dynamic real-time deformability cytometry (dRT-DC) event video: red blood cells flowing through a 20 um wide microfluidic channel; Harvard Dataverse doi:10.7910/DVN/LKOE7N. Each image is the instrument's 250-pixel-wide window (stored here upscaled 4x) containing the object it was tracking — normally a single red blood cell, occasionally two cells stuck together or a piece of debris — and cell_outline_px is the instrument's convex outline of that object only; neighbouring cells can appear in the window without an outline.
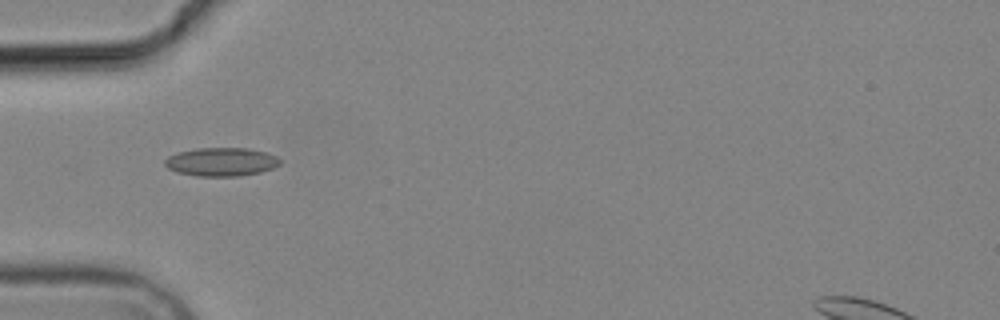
{"species": "common noctule bat (a hibernating species)", "species_latin": "Nyctalus noctula", "temperature_condition": "cold", "stored_images_in_passage": 3, "camera_frame_rate_fps": 3000, "um_per_image_px": 0.085, "animal": {"sex": "male", "body_mass_g": 19.2, "forearm_length_mm": 51.8}, "frame": {"image": 1, "passage_image": 1, "time_ms": 0.0, "image_size_px": [1000, 320], "cell_outline_px": [[280, 164], [272, 168], [260, 172], [240, 176], [196, 176], [176, 172], [168, 168], [164, 164], [164, 160], [168, 156], [176, 152], [196, 148], [248, 148], [264, 152], [276, 156], [280, 160]], "centroid_in_image_um": [18.77, 13.76], "position_along_channel_um": 66.2, "area_um2": 19.19}}
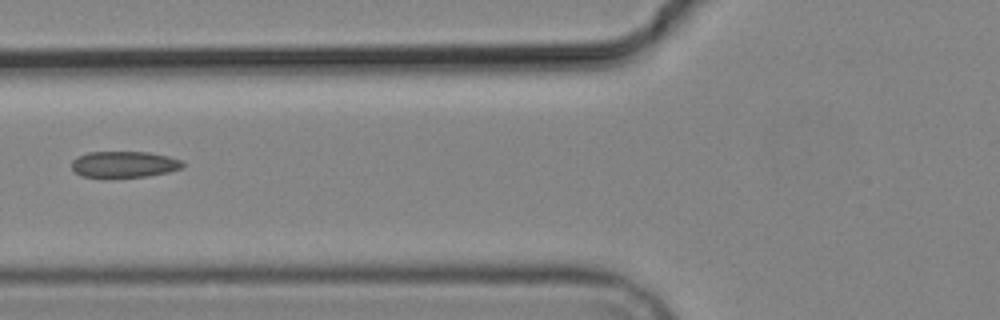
{"frame": {"image": 2, "passage_image": 2, "time_ms": 1.333, "image_size_px": [1000, 320], "cell_outline_px": [[184, 168], [168, 172], [148, 176], [104, 180], [80, 176], [72, 168], [72, 160], [76, 156], [88, 152], [148, 152], [168, 156], [180, 160], [184, 164]], "centroid_in_image_um": [10.5, 14.01], "position_along_channel_um": 115.3, "area_um2": 17.74}}
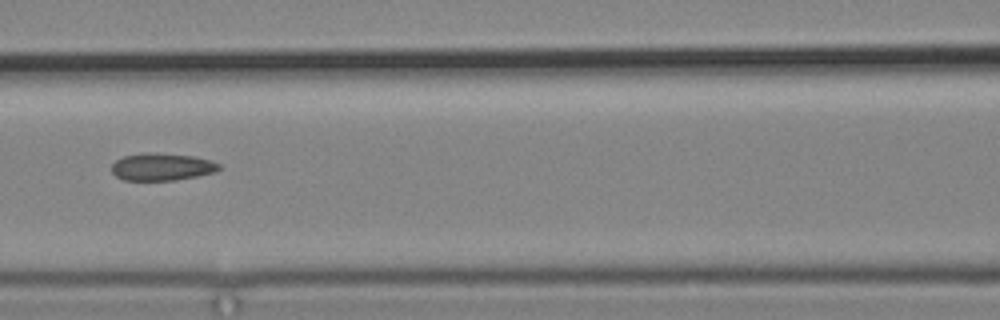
{"frame": {"image": 3, "passage_image": 3, "time_ms": 2.333, "image_size_px": [1000, 320], "cell_outline_px": [[220, 168], [216, 172], [196, 176], [172, 180], [124, 180], [116, 176], [112, 172], [112, 164], [116, 160], [124, 156], [144, 152], [156, 152], [192, 156], [208, 160], [220, 164]], "centroid_in_image_um": [13.73, 14.17], "position_along_channel_um": 152.9, "area_um2": 17.05}}